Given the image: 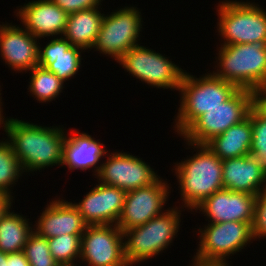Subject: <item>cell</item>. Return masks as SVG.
Wrapping results in <instances>:
<instances>
[{"instance_id": "obj_30", "label": "cell", "mask_w": 266, "mask_h": 266, "mask_svg": "<svg viewBox=\"0 0 266 266\" xmlns=\"http://www.w3.org/2000/svg\"><path fill=\"white\" fill-rule=\"evenodd\" d=\"M251 227L254 241L266 239V188L256 195Z\"/></svg>"}, {"instance_id": "obj_7", "label": "cell", "mask_w": 266, "mask_h": 266, "mask_svg": "<svg viewBox=\"0 0 266 266\" xmlns=\"http://www.w3.org/2000/svg\"><path fill=\"white\" fill-rule=\"evenodd\" d=\"M252 222L207 223L194 232L200 240L192 260L203 263H229L228 259L250 246L254 238ZM199 234V235H198ZM231 256V257H230Z\"/></svg>"}, {"instance_id": "obj_24", "label": "cell", "mask_w": 266, "mask_h": 266, "mask_svg": "<svg viewBox=\"0 0 266 266\" xmlns=\"http://www.w3.org/2000/svg\"><path fill=\"white\" fill-rule=\"evenodd\" d=\"M12 208L0 218V250L4 253L23 251L29 235L34 231V223L27 216L12 211Z\"/></svg>"}, {"instance_id": "obj_3", "label": "cell", "mask_w": 266, "mask_h": 266, "mask_svg": "<svg viewBox=\"0 0 266 266\" xmlns=\"http://www.w3.org/2000/svg\"><path fill=\"white\" fill-rule=\"evenodd\" d=\"M209 72L197 78L186 71L182 78L178 88L180 104L172 126L175 131L173 133L178 136L199 116L209 109L221 106L239 90L233 83L217 78Z\"/></svg>"}, {"instance_id": "obj_20", "label": "cell", "mask_w": 266, "mask_h": 266, "mask_svg": "<svg viewBox=\"0 0 266 266\" xmlns=\"http://www.w3.org/2000/svg\"><path fill=\"white\" fill-rule=\"evenodd\" d=\"M45 44L43 46L39 42L38 66L55 73L63 82L76 77L83 65L81 53L85 51L62 36L50 38Z\"/></svg>"}, {"instance_id": "obj_14", "label": "cell", "mask_w": 266, "mask_h": 266, "mask_svg": "<svg viewBox=\"0 0 266 266\" xmlns=\"http://www.w3.org/2000/svg\"><path fill=\"white\" fill-rule=\"evenodd\" d=\"M2 23V24H1ZM0 23V57L13 73H25L38 66L39 42L21 24ZM18 25V26H17Z\"/></svg>"}, {"instance_id": "obj_11", "label": "cell", "mask_w": 266, "mask_h": 266, "mask_svg": "<svg viewBox=\"0 0 266 266\" xmlns=\"http://www.w3.org/2000/svg\"><path fill=\"white\" fill-rule=\"evenodd\" d=\"M96 179L126 192L150 186L161 176L143 158L129 152H108Z\"/></svg>"}, {"instance_id": "obj_8", "label": "cell", "mask_w": 266, "mask_h": 266, "mask_svg": "<svg viewBox=\"0 0 266 266\" xmlns=\"http://www.w3.org/2000/svg\"><path fill=\"white\" fill-rule=\"evenodd\" d=\"M141 11L136 6L126 5L105 13L93 52L98 51L117 62L132 47L142 44L140 36L144 18Z\"/></svg>"}, {"instance_id": "obj_4", "label": "cell", "mask_w": 266, "mask_h": 266, "mask_svg": "<svg viewBox=\"0 0 266 266\" xmlns=\"http://www.w3.org/2000/svg\"><path fill=\"white\" fill-rule=\"evenodd\" d=\"M186 209L176 206L166 209L161 215L147 223L123 230L124 257L128 266H138L165 250L171 248L182 224V212Z\"/></svg>"}, {"instance_id": "obj_32", "label": "cell", "mask_w": 266, "mask_h": 266, "mask_svg": "<svg viewBox=\"0 0 266 266\" xmlns=\"http://www.w3.org/2000/svg\"><path fill=\"white\" fill-rule=\"evenodd\" d=\"M252 106L263 116H266V84L252 91Z\"/></svg>"}, {"instance_id": "obj_16", "label": "cell", "mask_w": 266, "mask_h": 266, "mask_svg": "<svg viewBox=\"0 0 266 266\" xmlns=\"http://www.w3.org/2000/svg\"><path fill=\"white\" fill-rule=\"evenodd\" d=\"M255 199L253 194L222 189L204 199L192 212L203 214L207 223L252 222Z\"/></svg>"}, {"instance_id": "obj_21", "label": "cell", "mask_w": 266, "mask_h": 266, "mask_svg": "<svg viewBox=\"0 0 266 266\" xmlns=\"http://www.w3.org/2000/svg\"><path fill=\"white\" fill-rule=\"evenodd\" d=\"M224 189L257 195L266 188V173L251 156L222 160Z\"/></svg>"}, {"instance_id": "obj_23", "label": "cell", "mask_w": 266, "mask_h": 266, "mask_svg": "<svg viewBox=\"0 0 266 266\" xmlns=\"http://www.w3.org/2000/svg\"><path fill=\"white\" fill-rule=\"evenodd\" d=\"M252 143L251 109L242 122L231 126L224 133L206 143L221 160L250 155Z\"/></svg>"}, {"instance_id": "obj_34", "label": "cell", "mask_w": 266, "mask_h": 266, "mask_svg": "<svg viewBox=\"0 0 266 266\" xmlns=\"http://www.w3.org/2000/svg\"><path fill=\"white\" fill-rule=\"evenodd\" d=\"M14 200V201H13ZM15 204V199L0 192V218L5 214V212Z\"/></svg>"}, {"instance_id": "obj_1", "label": "cell", "mask_w": 266, "mask_h": 266, "mask_svg": "<svg viewBox=\"0 0 266 266\" xmlns=\"http://www.w3.org/2000/svg\"><path fill=\"white\" fill-rule=\"evenodd\" d=\"M3 112L1 108L0 129L2 127L5 131V139L20 161L25 175L29 172L34 175L33 172H42L48 167L62 166L63 144L66 138L63 125L48 127L24 119L22 121L17 117L5 118Z\"/></svg>"}, {"instance_id": "obj_31", "label": "cell", "mask_w": 266, "mask_h": 266, "mask_svg": "<svg viewBox=\"0 0 266 266\" xmlns=\"http://www.w3.org/2000/svg\"><path fill=\"white\" fill-rule=\"evenodd\" d=\"M55 5L59 6L68 15L80 10L98 8L102 6L103 0H51ZM100 5V6H99Z\"/></svg>"}, {"instance_id": "obj_10", "label": "cell", "mask_w": 266, "mask_h": 266, "mask_svg": "<svg viewBox=\"0 0 266 266\" xmlns=\"http://www.w3.org/2000/svg\"><path fill=\"white\" fill-rule=\"evenodd\" d=\"M251 107V90L239 89L221 106L209 109L199 116L180 137L194 144H206L213 137L246 119Z\"/></svg>"}, {"instance_id": "obj_19", "label": "cell", "mask_w": 266, "mask_h": 266, "mask_svg": "<svg viewBox=\"0 0 266 266\" xmlns=\"http://www.w3.org/2000/svg\"><path fill=\"white\" fill-rule=\"evenodd\" d=\"M66 130V138L63 144V161L61 167H66L73 172L74 170L92 169L94 178L101 170L102 160L110 151L101 140L95 139L87 132H80L77 129H71L69 133ZM74 132V133H73ZM106 148V149H105ZM100 162V163H99Z\"/></svg>"}, {"instance_id": "obj_5", "label": "cell", "mask_w": 266, "mask_h": 266, "mask_svg": "<svg viewBox=\"0 0 266 266\" xmlns=\"http://www.w3.org/2000/svg\"><path fill=\"white\" fill-rule=\"evenodd\" d=\"M213 71L217 78L239 89L253 90L266 84V43L217 45ZM217 68V69H216Z\"/></svg>"}, {"instance_id": "obj_28", "label": "cell", "mask_w": 266, "mask_h": 266, "mask_svg": "<svg viewBox=\"0 0 266 266\" xmlns=\"http://www.w3.org/2000/svg\"><path fill=\"white\" fill-rule=\"evenodd\" d=\"M252 143L250 155L266 173V116L251 107Z\"/></svg>"}, {"instance_id": "obj_17", "label": "cell", "mask_w": 266, "mask_h": 266, "mask_svg": "<svg viewBox=\"0 0 266 266\" xmlns=\"http://www.w3.org/2000/svg\"><path fill=\"white\" fill-rule=\"evenodd\" d=\"M16 8L13 15L38 40L63 35L69 15L51 0H32Z\"/></svg>"}, {"instance_id": "obj_2", "label": "cell", "mask_w": 266, "mask_h": 266, "mask_svg": "<svg viewBox=\"0 0 266 266\" xmlns=\"http://www.w3.org/2000/svg\"><path fill=\"white\" fill-rule=\"evenodd\" d=\"M184 142L188 145L186 149L196 153L175 162L171 171L179 188L178 206L192 212L204 199L224 189L222 160L206 144Z\"/></svg>"}, {"instance_id": "obj_33", "label": "cell", "mask_w": 266, "mask_h": 266, "mask_svg": "<svg viewBox=\"0 0 266 266\" xmlns=\"http://www.w3.org/2000/svg\"><path fill=\"white\" fill-rule=\"evenodd\" d=\"M7 266H30L23 251L8 253Z\"/></svg>"}, {"instance_id": "obj_18", "label": "cell", "mask_w": 266, "mask_h": 266, "mask_svg": "<svg viewBox=\"0 0 266 266\" xmlns=\"http://www.w3.org/2000/svg\"><path fill=\"white\" fill-rule=\"evenodd\" d=\"M38 220L34 221L33 230L47 239L63 234L82 235L87 224L72 201L55 196L48 201Z\"/></svg>"}, {"instance_id": "obj_29", "label": "cell", "mask_w": 266, "mask_h": 266, "mask_svg": "<svg viewBox=\"0 0 266 266\" xmlns=\"http://www.w3.org/2000/svg\"><path fill=\"white\" fill-rule=\"evenodd\" d=\"M23 252L30 266H52L57 262L50 253L47 238L35 231L29 235Z\"/></svg>"}, {"instance_id": "obj_25", "label": "cell", "mask_w": 266, "mask_h": 266, "mask_svg": "<svg viewBox=\"0 0 266 266\" xmlns=\"http://www.w3.org/2000/svg\"><path fill=\"white\" fill-rule=\"evenodd\" d=\"M31 74L28 82V92L37 102L42 104H49L55 101L60 93L65 92V82L58 78L55 73L42 68L41 66H36L30 71L25 73ZM49 102V103H48Z\"/></svg>"}, {"instance_id": "obj_12", "label": "cell", "mask_w": 266, "mask_h": 266, "mask_svg": "<svg viewBox=\"0 0 266 266\" xmlns=\"http://www.w3.org/2000/svg\"><path fill=\"white\" fill-rule=\"evenodd\" d=\"M160 177L150 186L128 191L124 206L117 220V226L123 230L143 225L152 218L165 212L172 184Z\"/></svg>"}, {"instance_id": "obj_35", "label": "cell", "mask_w": 266, "mask_h": 266, "mask_svg": "<svg viewBox=\"0 0 266 266\" xmlns=\"http://www.w3.org/2000/svg\"><path fill=\"white\" fill-rule=\"evenodd\" d=\"M188 266H231L229 263H203L191 260V265Z\"/></svg>"}, {"instance_id": "obj_13", "label": "cell", "mask_w": 266, "mask_h": 266, "mask_svg": "<svg viewBox=\"0 0 266 266\" xmlns=\"http://www.w3.org/2000/svg\"><path fill=\"white\" fill-rule=\"evenodd\" d=\"M81 263L86 266H128L123 233L117 225H87L81 237Z\"/></svg>"}, {"instance_id": "obj_37", "label": "cell", "mask_w": 266, "mask_h": 266, "mask_svg": "<svg viewBox=\"0 0 266 266\" xmlns=\"http://www.w3.org/2000/svg\"><path fill=\"white\" fill-rule=\"evenodd\" d=\"M52 266H64L62 263L56 262L54 265Z\"/></svg>"}, {"instance_id": "obj_15", "label": "cell", "mask_w": 266, "mask_h": 266, "mask_svg": "<svg viewBox=\"0 0 266 266\" xmlns=\"http://www.w3.org/2000/svg\"><path fill=\"white\" fill-rule=\"evenodd\" d=\"M126 193L118 187L98 182L79 202L72 203L87 225H116Z\"/></svg>"}, {"instance_id": "obj_6", "label": "cell", "mask_w": 266, "mask_h": 266, "mask_svg": "<svg viewBox=\"0 0 266 266\" xmlns=\"http://www.w3.org/2000/svg\"><path fill=\"white\" fill-rule=\"evenodd\" d=\"M217 4L219 45L266 43V9L262 5L249 0H221Z\"/></svg>"}, {"instance_id": "obj_36", "label": "cell", "mask_w": 266, "mask_h": 266, "mask_svg": "<svg viewBox=\"0 0 266 266\" xmlns=\"http://www.w3.org/2000/svg\"><path fill=\"white\" fill-rule=\"evenodd\" d=\"M8 253H4L0 250V266H7Z\"/></svg>"}, {"instance_id": "obj_26", "label": "cell", "mask_w": 266, "mask_h": 266, "mask_svg": "<svg viewBox=\"0 0 266 266\" xmlns=\"http://www.w3.org/2000/svg\"><path fill=\"white\" fill-rule=\"evenodd\" d=\"M23 174L25 175V172L11 145L5 138H2L0 140V192L14 199L13 188Z\"/></svg>"}, {"instance_id": "obj_9", "label": "cell", "mask_w": 266, "mask_h": 266, "mask_svg": "<svg viewBox=\"0 0 266 266\" xmlns=\"http://www.w3.org/2000/svg\"><path fill=\"white\" fill-rule=\"evenodd\" d=\"M169 58L139 44L128 50L117 63L125 72L149 87L178 91L186 70Z\"/></svg>"}, {"instance_id": "obj_27", "label": "cell", "mask_w": 266, "mask_h": 266, "mask_svg": "<svg viewBox=\"0 0 266 266\" xmlns=\"http://www.w3.org/2000/svg\"><path fill=\"white\" fill-rule=\"evenodd\" d=\"M82 235L63 234L47 239L51 255L64 266H79Z\"/></svg>"}, {"instance_id": "obj_22", "label": "cell", "mask_w": 266, "mask_h": 266, "mask_svg": "<svg viewBox=\"0 0 266 266\" xmlns=\"http://www.w3.org/2000/svg\"><path fill=\"white\" fill-rule=\"evenodd\" d=\"M101 10L98 7L70 14L62 37L85 52L91 51L105 15Z\"/></svg>"}]
</instances>
